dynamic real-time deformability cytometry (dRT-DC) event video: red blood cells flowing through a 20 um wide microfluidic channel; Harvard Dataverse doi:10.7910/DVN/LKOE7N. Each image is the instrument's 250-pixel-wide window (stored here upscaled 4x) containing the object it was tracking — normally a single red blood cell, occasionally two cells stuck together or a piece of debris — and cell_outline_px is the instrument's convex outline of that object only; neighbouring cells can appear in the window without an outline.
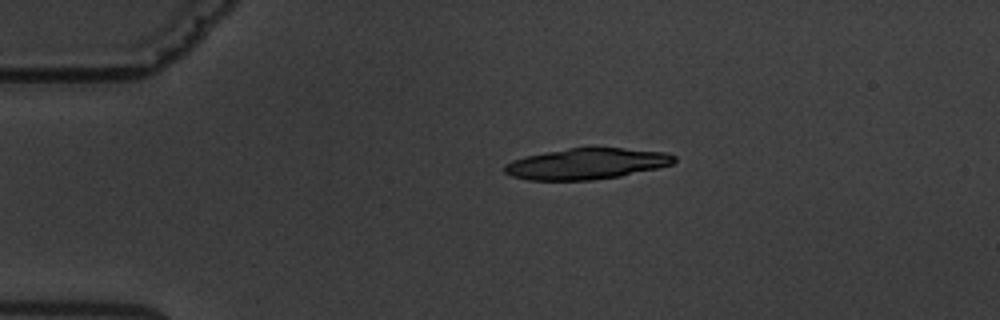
{"species": "common noctule bat (a hibernating species)", "species_latin": "Nyctalus noctula", "temperature_condition": "warm", "stored_images_in_passage": 2, "camera_frame_rate_fps": 3000, "um_per_image_px": 0.085, "animal": {"sex": "male", "body_mass_g": 19.5, "forearm_length_mm": 54.6}, "frame": {"image": 1, "passage_image": 1, "time_ms": 0.0, "image_size_px": [1000, 320], "cell_outline_px": [[676, 160], [672, 164], [656, 168], [620, 176], [592, 180], [528, 180], [512, 176], [504, 172], [504, 164], [512, 160], [524, 156], [568, 148], [624, 148], [664, 152], [676, 156]], "centroid_in_image_um": [49.83, 13.92], "position_along_channel_um": 35.2, "area_um2": 30.52}}